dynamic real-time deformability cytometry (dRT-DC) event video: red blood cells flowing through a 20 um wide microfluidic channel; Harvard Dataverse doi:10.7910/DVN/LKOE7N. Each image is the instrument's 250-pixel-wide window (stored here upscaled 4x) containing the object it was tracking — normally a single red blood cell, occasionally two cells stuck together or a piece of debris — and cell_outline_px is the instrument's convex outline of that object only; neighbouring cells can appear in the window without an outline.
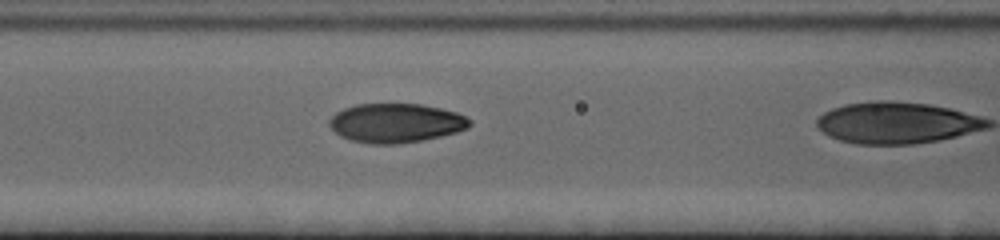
{"species": "human", "species_latin": "Homo sapiens", "temperature_condition": "cold", "stored_images_in_passage": 23, "camera_frame_rate_fps": 3000, "um_per_image_px": 0.085, "donor": {"sex": "female"}, "frame": {"image": 1, "passage_image": 22, "time_ms": 7.0, "image_size_px": [1000, 240], "cell_outline_px": [[472, 124], [468, 128], [456, 132], [440, 136], [420, 140], [396, 144], [372, 144], [352, 140], [340, 136], [328, 124], [328, 120], [336, 112], [344, 108], [356, 104], [420, 104], [440, 108], [456, 112], [472, 120]], "centroid_in_image_um": [33.64, 10.45], "position_along_channel_um": 133.0, "area_um2": 31.91}}